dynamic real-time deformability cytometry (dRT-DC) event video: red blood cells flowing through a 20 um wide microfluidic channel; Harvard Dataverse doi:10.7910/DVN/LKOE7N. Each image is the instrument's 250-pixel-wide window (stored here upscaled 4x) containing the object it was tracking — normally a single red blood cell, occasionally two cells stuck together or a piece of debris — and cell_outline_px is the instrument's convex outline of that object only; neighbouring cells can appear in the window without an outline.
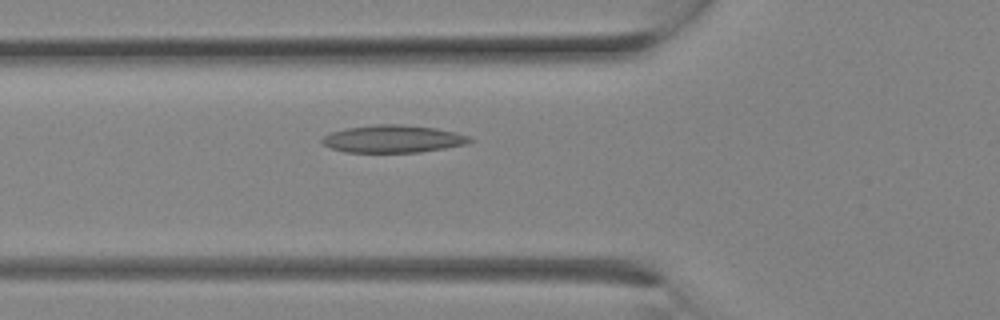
{"species": "Egyptian fruit bat (a non-hibernating species)", "species_latin": "Rousettus aegyptiacus", "temperature_condition": "room temperature", "stored_images_in_passage": 8, "camera_frame_rate_fps": 3000, "um_per_image_px": 0.085, "animal": {"sex": "female"}, "frame": {"image": 1, "passage_image": 3, "time_ms": 0.667, "image_size_px": [1000, 320], "cell_outline_px": [[472, 140], [464, 144], [444, 148], [420, 152], [344, 152], [332, 148], [324, 144], [320, 140], [324, 136], [332, 132], [348, 128], [376, 124], [400, 124], [436, 128], [456, 132], [468, 136]], "centroid_in_image_um": [33.39, 11.8], "position_along_channel_um": 92.4, "area_um2": 23.41}}
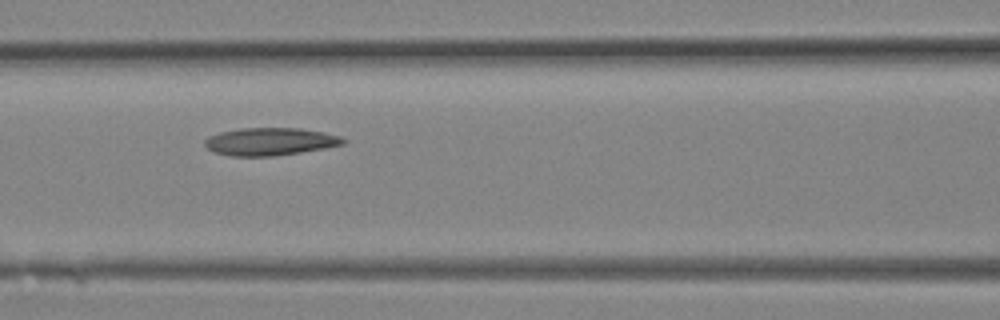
{"frame": {"image": 2, "passage_image": 5, "time_ms": 1.333, "image_size_px": [1000, 320], "cell_outline_px": [[348, 140], [344, 144], [324, 148], [276, 156], [232, 156], [212, 152], [204, 144], [204, 140], [208, 136], [220, 132], [240, 128], [300, 128], [324, 132], [340, 136]], "centroid_in_image_um": [22.95, 12.03], "position_along_channel_um": 143.7, "area_um2": 22.43}}
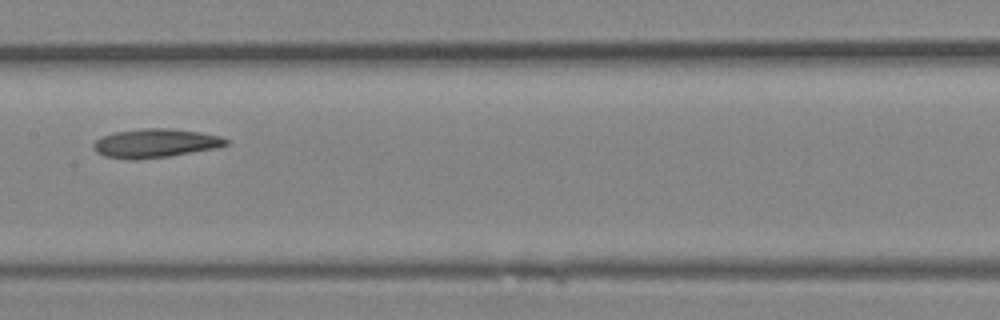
{"frame": {"image": 3, "passage_image": 7, "time_ms": 2.0, "image_size_px": [1000, 320], "cell_outline_px": [[228, 144], [216, 148], [168, 156], [136, 160], [132, 160], [104, 156], [96, 152], [92, 148], [92, 144], [96, 140], [112, 132], [144, 128], [172, 128], [200, 132], [220, 136], [228, 140]], "centroid_in_image_um": [13.17, 12.17], "position_along_channel_um": 194.2, "area_um2": 22.31}}